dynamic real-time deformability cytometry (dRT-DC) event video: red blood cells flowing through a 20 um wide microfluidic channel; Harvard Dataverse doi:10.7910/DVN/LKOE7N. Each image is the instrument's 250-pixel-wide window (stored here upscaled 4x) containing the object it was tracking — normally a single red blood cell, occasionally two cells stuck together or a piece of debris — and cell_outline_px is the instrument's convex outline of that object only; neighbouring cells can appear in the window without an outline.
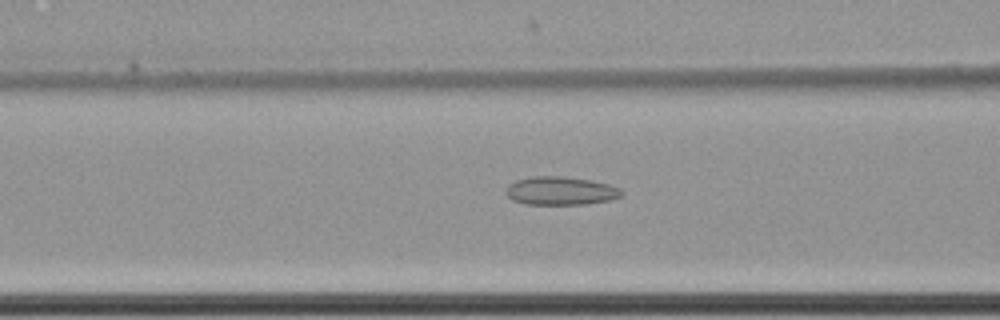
{"species": "common noctule bat (a hibernating species)", "species_latin": "Nyctalus noctula", "temperature_condition": "cold", "stored_images_in_passage": 62, "camera_frame_rate_fps": 3000, "um_per_image_px": 0.085, "animal": {"sex": "female", "body_mass_g": 22.7, "forearm_length_mm": 54.2}, "frame": {"image": 1, "passage_image": 27, "time_ms": 8.667, "image_size_px": [1000, 320], "cell_outline_px": [[624, 192], [620, 196], [612, 200], [584, 204], [524, 204], [512, 200], [504, 192], [508, 184], [516, 180], [532, 176], [560, 176], [592, 180], [608, 184], [620, 188]], "centroid_in_image_um": [47.64, 16.22], "position_along_channel_um": 119.0, "area_um2": 19.25}}
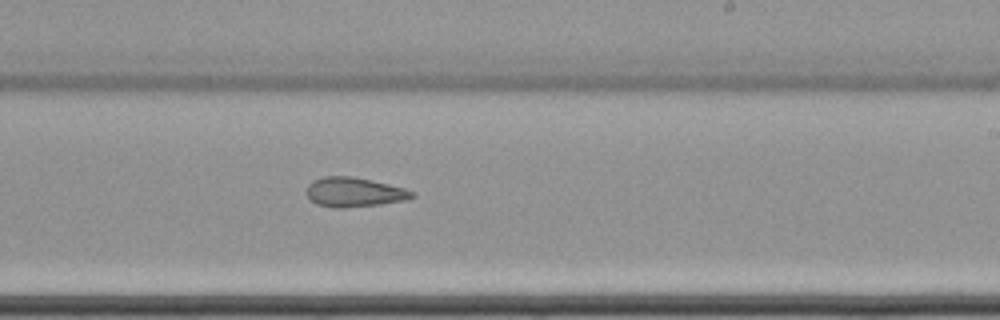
{"frame": {"image": 2, "passage_image": 39, "time_ms": 12.667, "image_size_px": [1000, 320], "cell_outline_px": [[416, 196], [404, 200], [380, 204], [340, 208], [332, 208], [316, 204], [304, 192], [308, 184], [312, 180], [324, 176], [352, 176], [372, 180], [404, 188], [416, 192]], "centroid_in_image_um": [30.07, 16.33], "position_along_channel_um": 258.9, "area_um2": 18.26}}
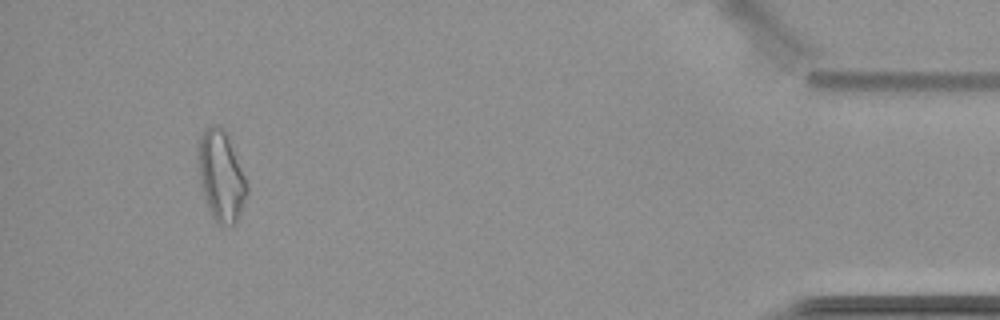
{"frame": {"image": 3, "passage_image": 58, "time_ms": 19.0, "image_size_px": [1000, 320], "cell_outline_px": [[248, 192], [240, 216], [232, 224], [220, 224], [212, 216], [208, 208], [200, 184], [196, 148], [200, 136], [208, 128], [220, 128], [224, 132], [228, 140], [244, 176], [248, 188]], "centroid_in_image_um": [18.76, 15.02], "position_along_channel_um": 416.4, "area_um2": 24.85}, "authors_computed_cell_mechanics": {"area_um2": 21.8195, "velocity_mm_per_s": 3.5003, "shape_relaxation_time_tau1_ms": null, "shape_relaxation_time_tau2_ms": 3.892, "deformation_change_tau1": null, "deformation_change_tau2": 0.1025}}